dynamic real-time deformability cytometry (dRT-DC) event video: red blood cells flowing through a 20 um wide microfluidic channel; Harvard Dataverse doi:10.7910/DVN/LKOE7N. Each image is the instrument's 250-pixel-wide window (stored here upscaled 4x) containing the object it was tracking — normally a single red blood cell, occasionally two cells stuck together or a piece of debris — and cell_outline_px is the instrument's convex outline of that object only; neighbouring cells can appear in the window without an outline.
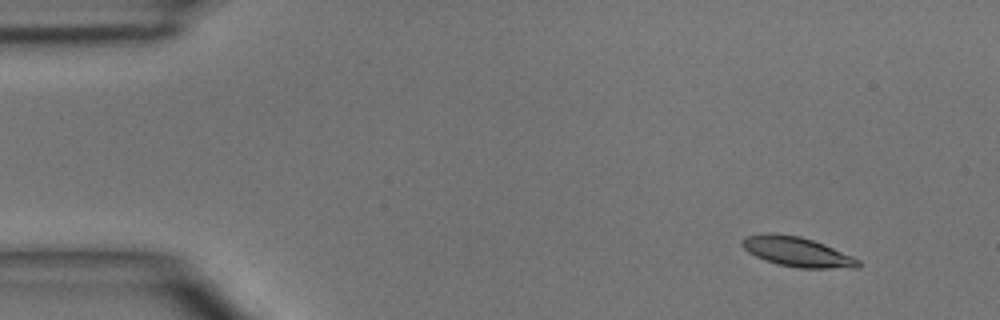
{"species": "common noctule bat (a hibernating species)", "species_latin": "Nyctalus noctula", "temperature_condition": "room temperature", "stored_images_in_passage": 8, "camera_frame_rate_fps": 3000, "um_per_image_px": 0.085, "animal": {"sex": "male", "body_mass_g": 15.6}, "frame": {"image": 1, "passage_image": 1, "time_ms": 0.0, "image_size_px": [1000, 320], "cell_outline_px": [[860, 268], [796, 268], [776, 264], [764, 260], [748, 252], [740, 244], [740, 240], [744, 236], [800, 236], [824, 244], [852, 256], [860, 260]], "centroid_in_image_um": [67.81, 21.46], "position_along_channel_um": 17.2, "area_um2": 19.54}}
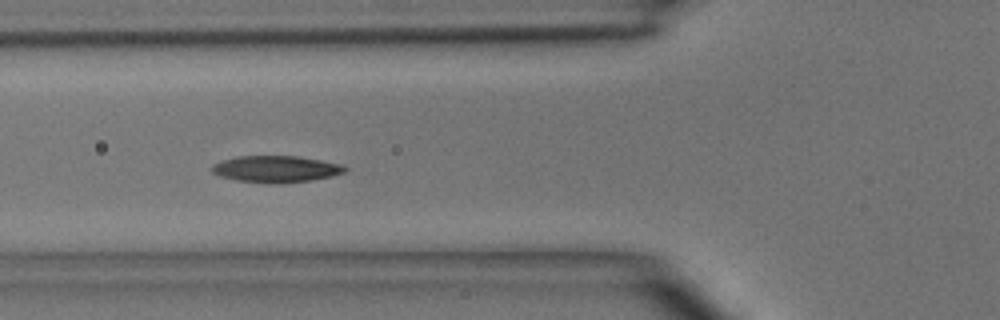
{"frame": {"image": 2, "passage_image": 5, "time_ms": 4.333, "image_size_px": [1000, 320], "cell_outline_px": [[348, 168], [344, 172], [332, 176], [312, 180], [276, 184], [236, 180], [220, 176], [212, 172], [212, 164], [224, 160], [240, 156], [296, 156], [320, 160], [340, 164]], "centroid_in_image_um": [23.46, 14.37], "position_along_channel_um": 102.3, "area_um2": 20.46}}
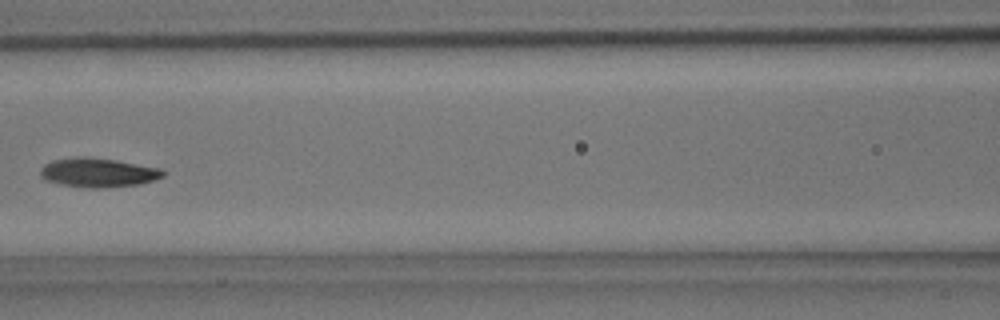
{"frame": {"image": 3, "passage_image": 6, "time_ms": 5.667, "image_size_px": [1000, 320], "cell_outline_px": [[168, 172], [164, 176], [140, 184], [104, 188], [92, 188], [60, 184], [44, 180], [40, 176], [40, 168], [44, 164], [52, 160], [76, 156], [84, 156], [116, 160], [160, 168]], "centroid_in_image_um": [8.32, 14.66], "position_along_channel_um": 158.3, "area_um2": 21.04}}